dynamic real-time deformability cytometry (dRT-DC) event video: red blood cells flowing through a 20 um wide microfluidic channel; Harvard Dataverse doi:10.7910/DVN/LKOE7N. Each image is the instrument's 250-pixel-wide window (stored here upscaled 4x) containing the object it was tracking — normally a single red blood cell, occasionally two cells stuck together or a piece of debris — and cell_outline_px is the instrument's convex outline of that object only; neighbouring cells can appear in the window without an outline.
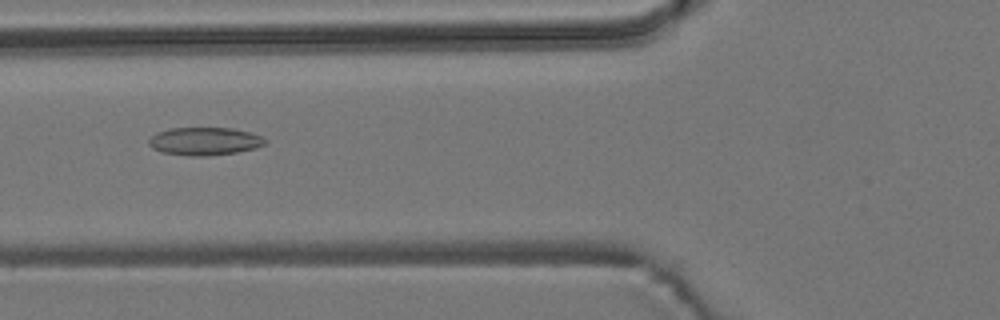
{"species": "common noctule bat (a hibernating species)", "species_latin": "Nyctalus noctula", "temperature_condition": "room temperature", "stored_images_in_passage": 8, "camera_frame_rate_fps": 3000, "um_per_image_px": 0.085, "animal": {"sex": "male", "body_mass_g": 19.2, "forearm_length_mm": 51.8}, "frame": {"image": 1, "passage_image": 6, "time_ms": 6.667, "image_size_px": [1000, 320], "cell_outline_px": [[268, 140], [264, 144], [256, 148], [236, 152], [208, 156], [188, 156], [160, 152], [152, 148], [148, 144], [148, 140], [156, 132], [168, 128], [232, 128], [248, 132], [260, 136]], "centroid_in_image_um": [17.35, 12.01], "position_along_channel_um": 108.5, "area_um2": 19.02}}
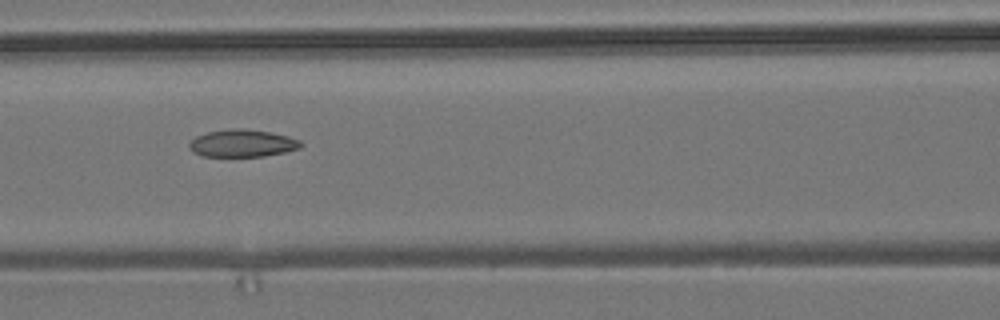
{"frame": {"image": 2, "passage_image": 7, "time_ms": 7.667, "image_size_px": [1000, 320], "cell_outline_px": [[304, 144], [300, 148], [284, 152], [264, 156], [200, 156], [192, 152], [188, 148], [188, 144], [196, 136], [208, 132], [236, 128], [244, 128], [272, 132], [288, 136], [300, 140]], "centroid_in_image_um": [20.6, 12.18], "position_along_channel_um": 146.0, "area_um2": 17.92}}
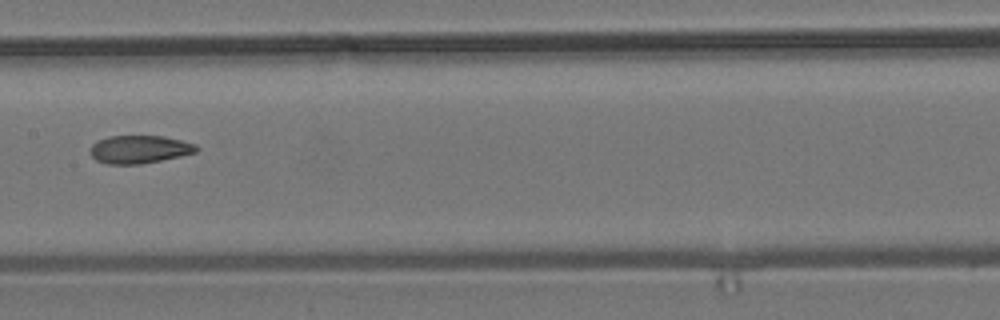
{"frame": {"image": 3, "passage_image": 8, "time_ms": 9.0, "image_size_px": [1000, 320], "cell_outline_px": [[200, 148], [196, 152], [180, 156], [140, 164], [108, 164], [96, 160], [88, 152], [92, 144], [96, 140], [108, 136], [164, 136], [196, 144]], "centroid_in_image_um": [11.82, 12.69], "position_along_channel_um": 195.6, "area_um2": 17.4}}